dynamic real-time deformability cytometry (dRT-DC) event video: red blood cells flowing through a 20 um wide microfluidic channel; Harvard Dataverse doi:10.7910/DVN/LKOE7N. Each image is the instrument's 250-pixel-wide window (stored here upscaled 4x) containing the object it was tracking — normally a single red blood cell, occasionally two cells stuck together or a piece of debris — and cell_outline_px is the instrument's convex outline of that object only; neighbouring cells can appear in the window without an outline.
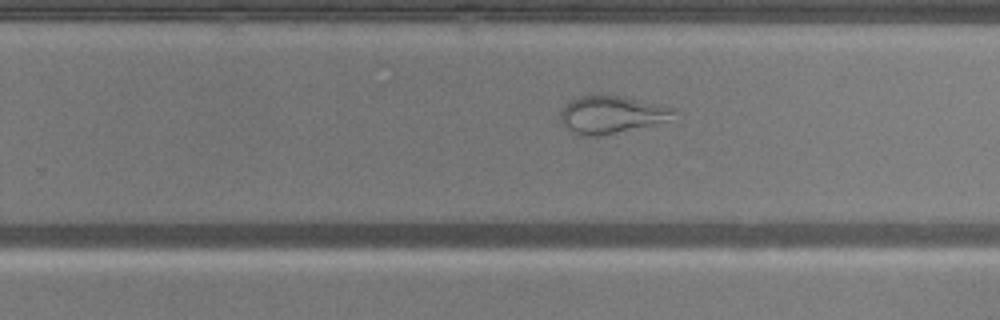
{"species": "common noctule bat (a hibernating species)", "species_latin": "Nyctalus noctula", "temperature_condition": "warm", "stored_images_in_passage": 36, "camera_frame_rate_fps": 3000, "um_per_image_px": 0.085, "animal": {"sex": "male", "body_mass_g": 20.5, "forearm_length_mm": 52.5}, "frame": {"image": 1, "passage_image": 17, "time_ms": 5.333, "image_size_px": [1000, 320], "cell_outline_px": [[672, 112], [664, 120], [652, 124], [600, 136], [576, 136], [560, 120], [560, 112], [564, 104], [580, 96], [600, 92], [624, 96], [672, 108]], "centroid_in_image_um": [51.81, 9.71], "position_along_channel_um": 278.0, "area_um2": 24.57}}
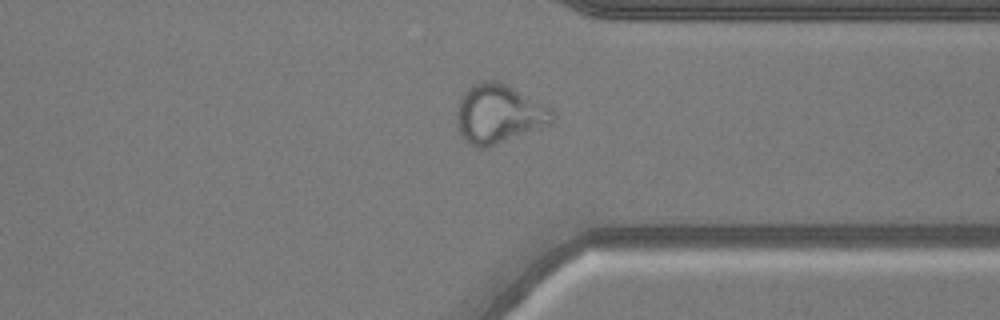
{"frame": {"image": 2, "passage_image": 24, "time_ms": 7.667, "image_size_px": [1000, 320], "cell_outline_px": [[556, 116], [548, 124], [484, 148], [476, 148], [468, 144], [460, 136], [456, 124], [456, 108], [460, 96], [472, 84], [480, 80], [496, 80], [552, 108]], "centroid_in_image_um": [42.31, 9.67], "position_along_channel_um": 369.1, "area_um2": 32.66}}
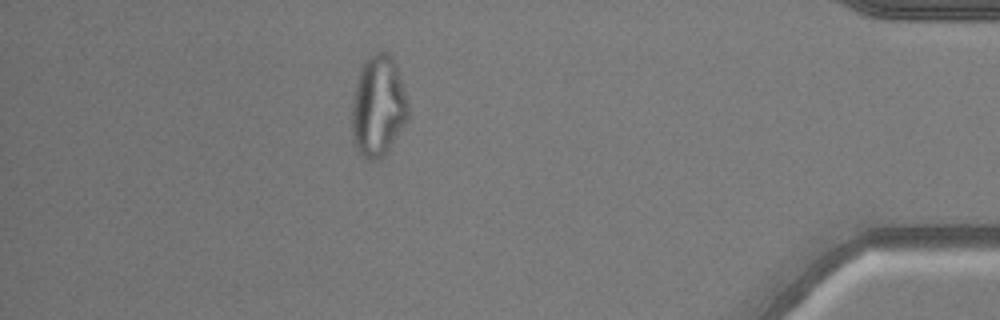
{"frame": {"image": 3, "passage_image": 30, "time_ms": 9.667, "image_size_px": [1000, 320], "cell_outline_px": [[408, 116], [404, 124], [380, 160], [364, 160], [356, 148], [352, 140], [352, 100], [356, 80], [364, 60], [372, 52], [380, 48], [384, 48], [392, 56], [396, 64], [408, 104]], "centroid_in_image_um": [32.11, 8.97], "position_along_channel_um": 403.1, "area_um2": 33.47}}